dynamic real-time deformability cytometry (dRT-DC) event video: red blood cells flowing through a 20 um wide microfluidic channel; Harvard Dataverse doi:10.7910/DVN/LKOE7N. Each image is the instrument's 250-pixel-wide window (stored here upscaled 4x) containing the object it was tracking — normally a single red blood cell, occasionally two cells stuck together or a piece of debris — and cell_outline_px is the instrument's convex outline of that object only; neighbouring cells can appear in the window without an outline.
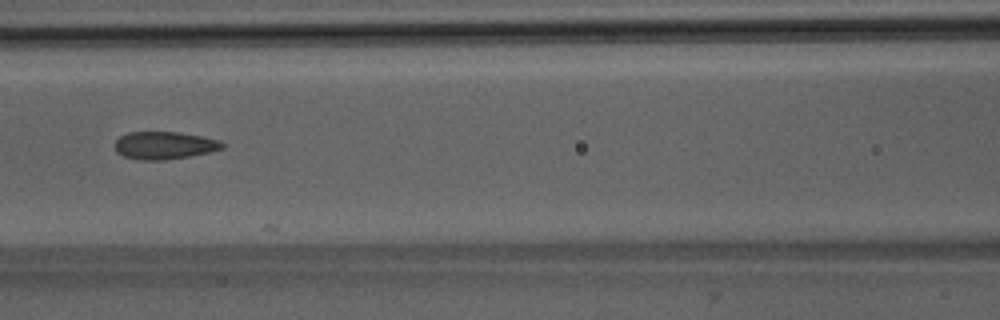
{"species": "Egyptian fruit bat (a non-hibernating species)", "species_latin": "Rousettus aegyptiacus", "temperature_condition": "room temperature", "stored_images_in_passage": 25, "camera_frame_rate_fps": 3000, "um_per_image_px": 0.085, "animal": {"sex": "male"}, "frame": {"image": 1, "passage_image": 24, "time_ms": 7.667, "image_size_px": [1000, 320], "cell_outline_px": [[224, 148], [208, 152], [188, 156], [164, 160], [140, 160], [124, 156], [116, 152], [112, 144], [120, 136], [128, 132], [176, 132], [200, 136], [216, 140], [224, 144]], "centroid_in_image_um": [13.88, 12.36], "position_along_channel_um": 152.7, "area_um2": 17.17}}